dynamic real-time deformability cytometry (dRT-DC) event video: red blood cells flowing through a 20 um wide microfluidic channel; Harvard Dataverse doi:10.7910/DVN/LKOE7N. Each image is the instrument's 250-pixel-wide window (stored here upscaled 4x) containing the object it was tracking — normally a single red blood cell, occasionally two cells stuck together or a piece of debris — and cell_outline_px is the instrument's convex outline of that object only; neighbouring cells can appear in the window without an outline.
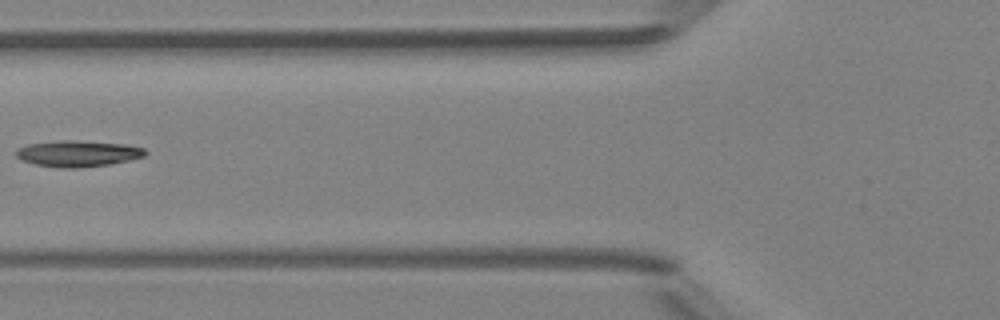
{"species": "Egyptian fruit bat (a non-hibernating species)", "species_latin": "Rousettus aegyptiacus", "temperature_condition": "room temperature", "stored_images_in_passage": 6, "camera_frame_rate_fps": 3000, "um_per_image_px": 0.085, "animal": {"sex": "female"}, "frame": {"image": 1, "passage_image": 6, "time_ms": 6.0, "image_size_px": [1000, 320], "cell_outline_px": [[148, 152], [144, 156], [128, 160], [108, 164], [72, 168], [60, 168], [36, 164], [24, 160], [16, 156], [16, 148], [28, 144], [56, 140], [76, 140], [124, 144], [144, 148]], "centroid_in_image_um": [6.6, 13.03], "position_along_channel_um": 119.2, "area_um2": 19.54}}